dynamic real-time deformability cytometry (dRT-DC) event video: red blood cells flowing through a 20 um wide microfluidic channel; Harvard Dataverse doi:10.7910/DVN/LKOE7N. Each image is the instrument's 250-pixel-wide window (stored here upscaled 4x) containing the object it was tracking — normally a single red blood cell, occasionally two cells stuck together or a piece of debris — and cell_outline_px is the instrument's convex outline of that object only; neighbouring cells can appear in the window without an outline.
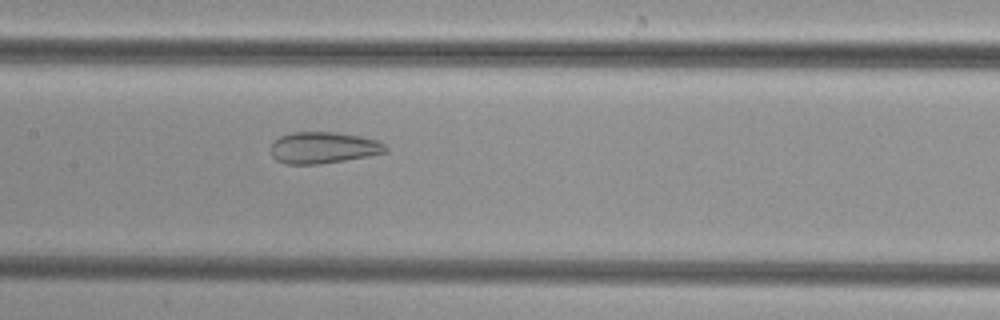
{"species": "common noctule bat (a hibernating species)", "species_latin": "Nyctalus noctula", "temperature_condition": "cold", "stored_images_in_passage": 47, "camera_frame_rate_fps": 3000, "um_per_image_px": 0.085, "animal": {"sex": "female", "body_mass_g": 29.2, "forearm_length_mm": 56.3}, "frame": {"image": 1, "passage_image": 25, "time_ms": 8.0, "image_size_px": [1000, 320], "cell_outline_px": [[388, 152], [368, 156], [320, 164], [284, 164], [276, 160], [272, 156], [268, 148], [272, 140], [280, 136], [292, 132], [336, 132], [360, 136], [376, 140], [384, 144], [388, 148]], "centroid_in_image_um": [27.42, 12.55], "position_along_channel_um": 180.0, "area_um2": 21.39}}
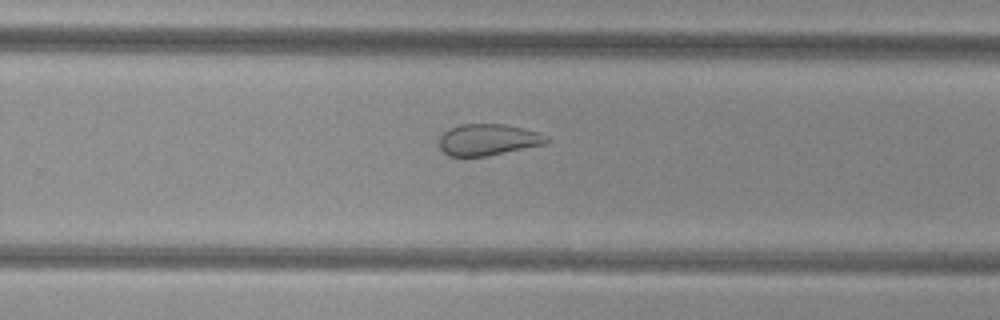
{"frame": {"image": 2, "passage_image": 33, "time_ms": 10.667, "image_size_px": [1000, 320], "cell_outline_px": [[552, 140], [544, 144], [488, 156], [448, 156], [440, 148], [440, 136], [448, 128], [460, 124], [504, 124], [540, 132], [548, 136]], "centroid_in_image_um": [41.51, 11.87], "position_along_channel_um": 288.3, "area_um2": 19.77}}
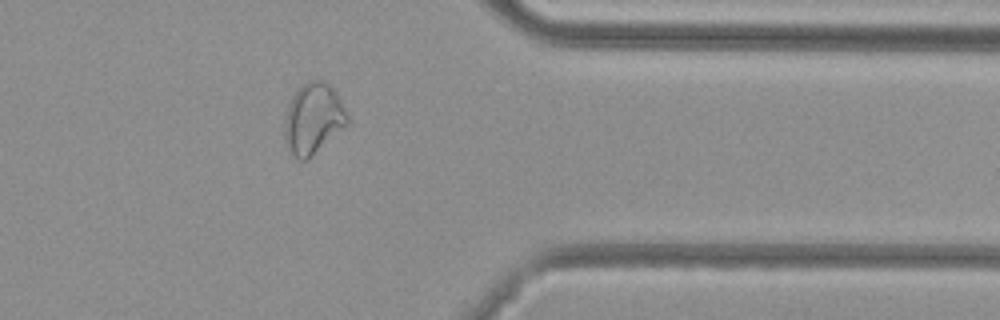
{"frame": {"image": 3, "passage_image": 41, "time_ms": 13.333, "image_size_px": [1000, 320], "cell_outline_px": [[348, 124], [308, 160], [300, 160], [292, 152], [284, 140], [284, 120], [288, 104], [292, 96], [308, 80], [324, 80], [336, 92], [348, 116]], "centroid_in_image_um": [26.62, 10.09], "position_along_channel_um": 384.8, "area_um2": 25.72}}